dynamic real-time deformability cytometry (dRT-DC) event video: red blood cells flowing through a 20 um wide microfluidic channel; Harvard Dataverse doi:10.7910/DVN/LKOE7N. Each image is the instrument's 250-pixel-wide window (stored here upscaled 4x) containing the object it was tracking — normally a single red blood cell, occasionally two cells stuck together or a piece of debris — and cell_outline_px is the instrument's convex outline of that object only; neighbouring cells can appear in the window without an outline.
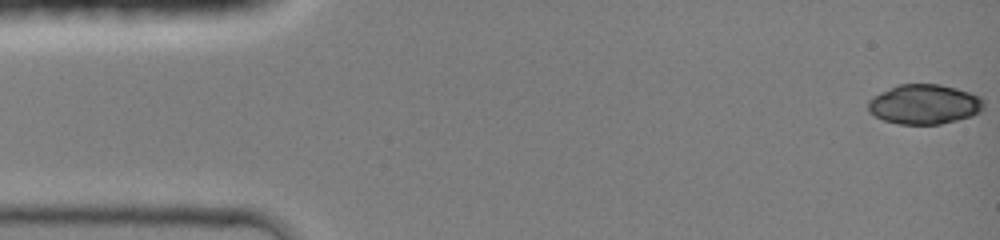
{"species": "common noctule bat (a hibernating species)", "species_latin": "Nyctalus noctula", "temperature_condition": "room temperature", "stored_images_in_passage": 14, "camera_frame_rate_fps": 3000, "um_per_image_px": 0.085, "animal": {"sex": "female", "body_mass_g": 19.0, "forearm_length_mm": 51.5}, "frame": {"image": 1, "passage_image": 1, "time_ms": 0.0, "image_size_px": [1000, 240], "cell_outline_px": [[984, 108], [980, 112], [972, 116], [940, 124], [896, 124], [884, 120], [868, 112], [868, 100], [872, 96], [880, 92], [900, 84], [940, 84], [956, 88], [980, 96], [984, 100]], "centroid_in_image_um": [78.57, 8.86], "position_along_channel_um": 6.4, "area_um2": 26.93}}
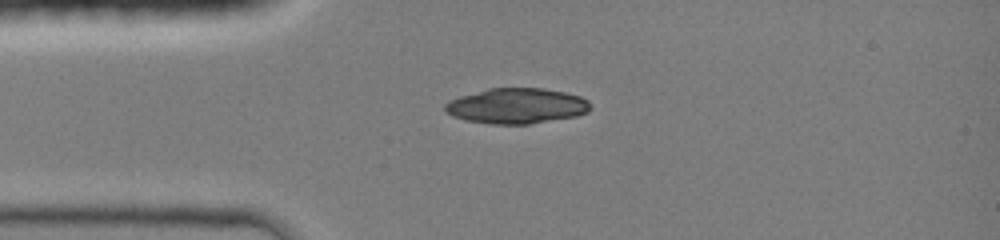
{"frame": {"image": 2, "passage_image": 9, "time_ms": 3.333, "image_size_px": [1000, 240], "cell_outline_px": [[592, 108], [588, 112], [576, 116], [528, 124], [492, 124], [468, 120], [452, 116], [444, 112], [444, 104], [448, 100], [460, 96], [488, 88], [544, 88], [564, 92], [580, 96], [588, 100]], "centroid_in_image_um": [43.91, 9.0], "position_along_channel_um": 41.1, "area_um2": 30.11}}